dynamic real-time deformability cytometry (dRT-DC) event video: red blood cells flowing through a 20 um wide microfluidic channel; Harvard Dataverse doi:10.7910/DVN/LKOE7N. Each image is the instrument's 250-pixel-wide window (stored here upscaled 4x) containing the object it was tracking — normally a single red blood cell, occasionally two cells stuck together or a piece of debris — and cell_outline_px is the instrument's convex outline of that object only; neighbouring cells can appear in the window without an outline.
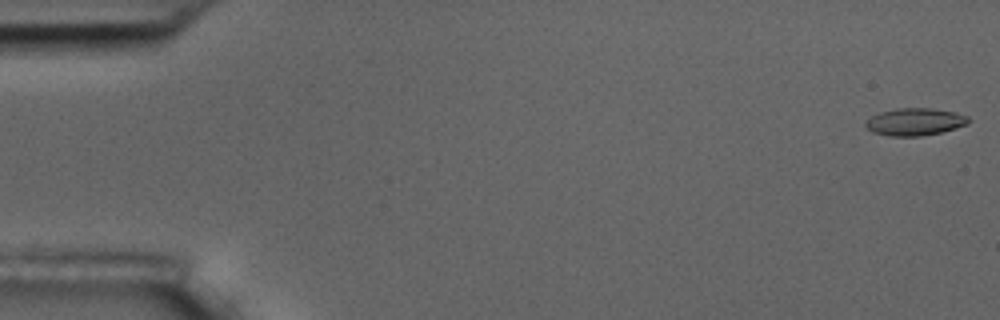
{"species": "common noctule bat (a hibernating species)", "species_latin": "Nyctalus noctula", "temperature_condition": "room temperature", "stored_images_in_passage": 56, "camera_frame_rate_fps": 3000, "um_per_image_px": 0.085, "animal": {"sex": "male", "body_mass_g": 17.5, "forearm_length_mm": 52.3}, "frame": {"image": 1, "passage_image": 1, "time_ms": 0.0, "image_size_px": [1000, 320], "cell_outline_px": [[972, 120], [968, 124], [940, 132], [920, 136], [888, 136], [872, 132], [864, 124], [872, 116], [880, 112], [896, 108], [932, 108], [952, 112], [968, 116]], "centroid_in_image_um": [77.77, 10.35], "position_along_channel_um": 7.2, "area_um2": 16.3}}
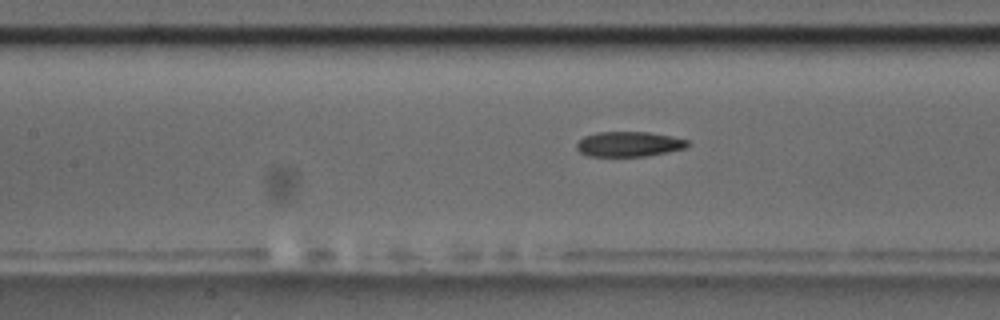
{"frame": {"image": 2, "passage_image": 25, "time_ms": 8.0, "image_size_px": [1000, 320], "cell_outline_px": [[688, 144], [684, 148], [668, 152], [648, 156], [588, 156], [580, 152], [576, 148], [576, 144], [584, 136], [596, 132], [648, 132], [672, 136], [688, 140]], "centroid_in_image_um": [53.44, 12.25], "position_along_channel_um": 154.0, "area_um2": 16.18}}
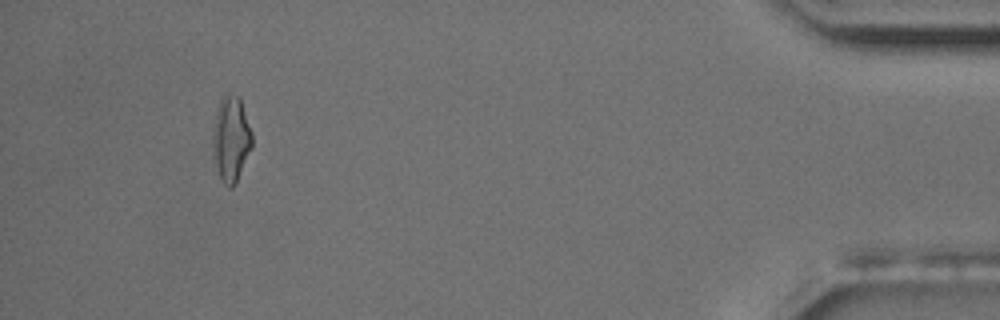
{"frame": {"image": 3, "passage_image": 52, "time_ms": 17.0, "image_size_px": [1000, 320], "cell_outline_px": [[252, 148], [232, 188], [228, 188], [220, 180], [216, 164], [212, 144], [212, 136], [216, 112], [220, 100], [228, 92], [240, 96], [252, 132]], "centroid_in_image_um": [19.64, 11.77], "position_along_channel_um": 415.6, "area_um2": 19.54}, "authors_computed_cell_mechanics": {"area_um2": 16.7909, "velocity_mm_per_s": 3.6489, "shape_relaxation_time_tau1_ms": 6.2119, "shape_relaxation_time_tau2_ms": 3.5014, "deformation_change_tau1": 0.1626, "deformation_change_tau2": 0.1247}}